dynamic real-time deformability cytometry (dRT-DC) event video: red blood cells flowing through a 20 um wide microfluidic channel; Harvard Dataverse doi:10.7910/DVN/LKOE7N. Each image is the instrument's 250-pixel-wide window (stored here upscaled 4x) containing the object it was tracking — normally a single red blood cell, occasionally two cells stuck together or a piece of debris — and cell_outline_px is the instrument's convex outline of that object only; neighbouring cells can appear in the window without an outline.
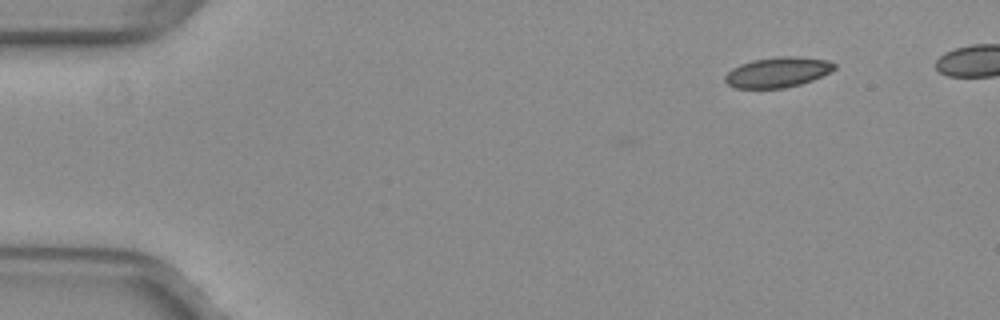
{"species": "common noctule bat (a hibernating species)", "species_latin": "Nyctalus noctula", "temperature_condition": "warm", "stored_images_in_passage": 2, "segment_of_instrument_passage": [2, 2], "camera_frame_rate_fps": 3000, "um_per_image_px": 0.085, "animal": {"sex": "female", "body_mass_g": 29.2, "forearm_length_mm": 56.3}, "frame": {"image": 1, "passage_image": 2, "time_ms": 0.333, "image_size_px": [1000, 320], "cell_outline_px": [[836, 68], [832, 72], [812, 80], [800, 84], [784, 88], [736, 88], [728, 84], [724, 80], [724, 76], [732, 68], [740, 64], [752, 60], [780, 56], [796, 56], [828, 60], [836, 64]], "centroid_in_image_um": [66.12, 6.13], "position_along_channel_um": 18.9, "area_um2": 19.36}}